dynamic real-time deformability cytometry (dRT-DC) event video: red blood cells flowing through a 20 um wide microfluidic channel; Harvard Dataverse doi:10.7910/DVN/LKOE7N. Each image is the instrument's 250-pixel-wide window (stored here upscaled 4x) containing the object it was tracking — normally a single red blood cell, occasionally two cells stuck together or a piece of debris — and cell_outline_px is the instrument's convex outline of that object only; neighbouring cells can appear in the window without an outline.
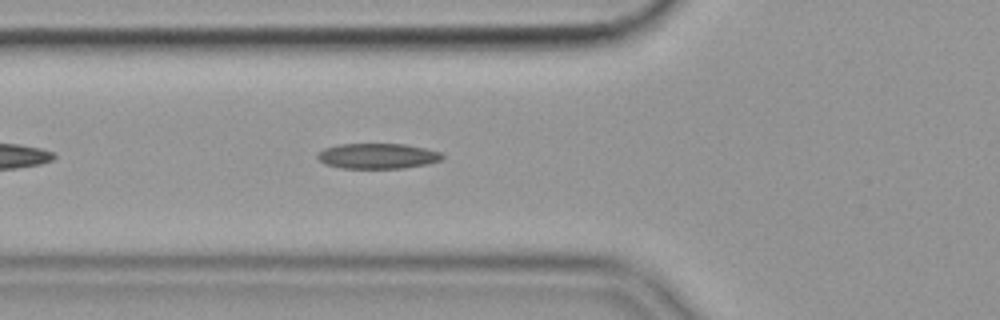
{"species": "common noctule bat (a hibernating species)", "species_latin": "Nyctalus noctula", "temperature_condition": "cold", "stored_images_in_passage": 43, "camera_frame_rate_fps": 3000, "um_per_image_px": 0.085, "animal": {"sex": "female", "body_mass_g": 19.9}, "frame": {"image": 1, "passage_image": 7, "time_ms": 2.0, "image_size_px": [1000, 320], "cell_outline_px": [[444, 156], [440, 160], [428, 164], [404, 168], [340, 168], [324, 164], [316, 156], [324, 148], [340, 144], [404, 144], [424, 148], [440, 152]], "centroid_in_image_um": [32.09, 13.26], "position_along_channel_um": 93.7, "area_um2": 18.38}, "authors_computed_cell_mechanics": {"area_um2": 17.9758, "velocity_mm_per_s": 3.5743, "shape_relaxation_time_tau1_ms": null, "shape_relaxation_time_tau2_ms": 5.0291, "deformation_change_tau1": null, "deformation_change_tau2": 0.1422}}